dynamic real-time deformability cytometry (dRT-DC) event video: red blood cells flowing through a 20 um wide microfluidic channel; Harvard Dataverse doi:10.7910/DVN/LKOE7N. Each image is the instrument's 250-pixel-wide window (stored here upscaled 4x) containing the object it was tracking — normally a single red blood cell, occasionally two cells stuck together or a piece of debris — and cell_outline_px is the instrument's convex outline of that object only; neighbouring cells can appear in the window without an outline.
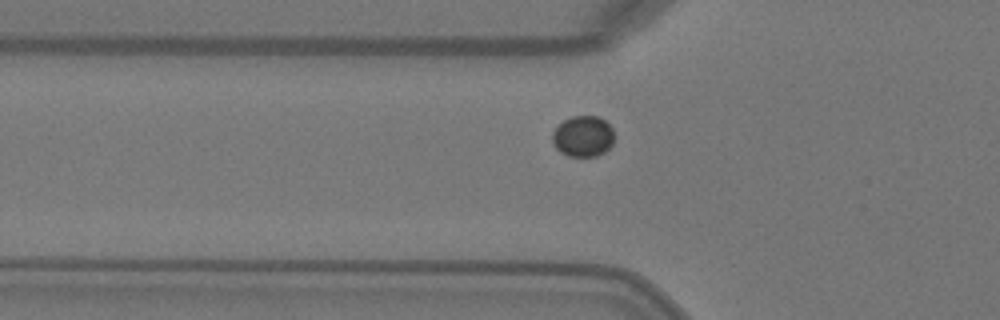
{"species": "Egyptian fruit bat (a non-hibernating species)", "species_latin": "Rousettus aegyptiacus", "temperature_condition": "warm", "stored_images_in_passage": 33, "camera_frame_rate_fps": 3000, "um_per_image_px": 0.085, "animal": {"sex": "female"}, "frame": {"image": 1, "passage_image": 4, "time_ms": 1.0, "image_size_px": [1000, 320], "cell_outline_px": [[616, 136], [612, 144], [604, 152], [596, 156], [568, 156], [560, 152], [556, 148], [552, 140], [552, 132], [564, 120], [572, 116], [600, 116], [612, 128]], "centroid_in_image_um": [49.58, 11.58], "position_along_channel_um": 76.2, "area_um2": 14.85}}
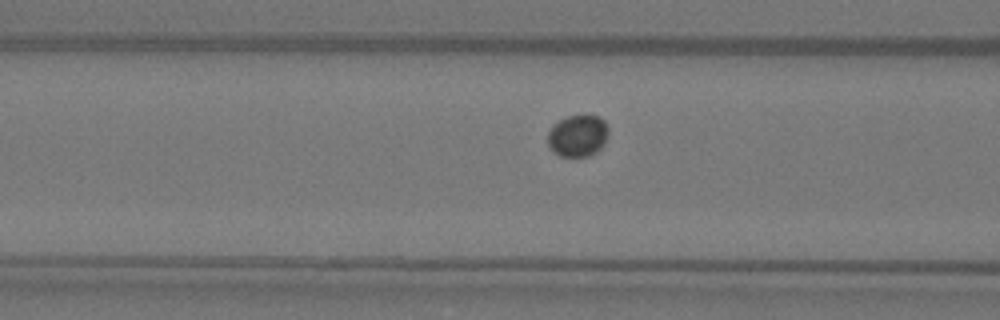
{"frame": {"image": 2, "passage_image": 7, "time_ms": 2.0, "image_size_px": [1000, 320], "cell_outline_px": [[608, 132], [600, 148], [596, 152], [588, 156], [560, 156], [548, 144], [548, 132], [552, 124], [564, 116], [600, 116], [608, 124]], "centroid_in_image_um": [49.1, 11.51], "position_along_channel_um": 117.5, "area_um2": 14.68}}
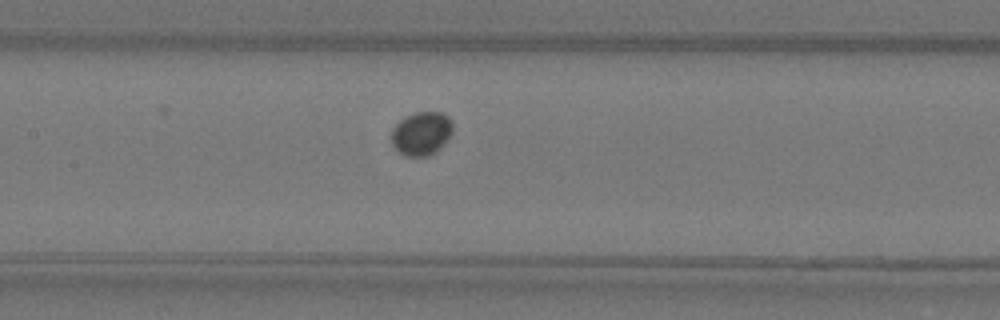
{"frame": {"image": 3, "passage_image": 11, "time_ms": 3.333, "image_size_px": [1000, 320], "cell_outline_px": [[452, 132], [444, 144], [436, 152], [428, 156], [404, 156], [392, 144], [392, 128], [400, 120], [416, 112], [440, 112], [448, 116], [452, 124]], "centroid_in_image_um": [35.83, 11.35], "position_along_channel_um": 171.6, "area_um2": 15.43}}